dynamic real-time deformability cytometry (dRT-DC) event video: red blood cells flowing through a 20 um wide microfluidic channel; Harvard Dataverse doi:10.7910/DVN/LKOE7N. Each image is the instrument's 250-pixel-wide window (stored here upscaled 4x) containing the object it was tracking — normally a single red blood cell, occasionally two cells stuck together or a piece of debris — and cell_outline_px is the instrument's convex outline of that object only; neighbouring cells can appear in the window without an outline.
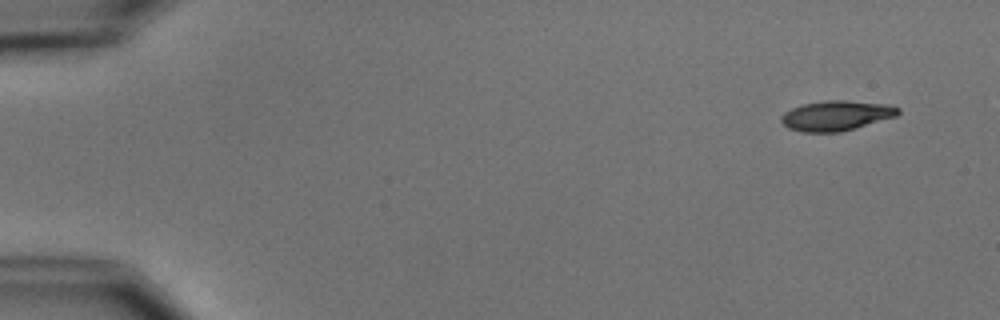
{"species": "common noctule bat (a hibernating species)", "species_latin": "Nyctalus noctula", "temperature_condition": "cold", "stored_images_in_passage": 4, "camera_frame_rate_fps": 3000, "um_per_image_px": 0.085, "animal": {"sex": "male", "body_mass_g": 15.6}, "frame": {"image": 1, "passage_image": 1, "time_ms": 0.0, "image_size_px": [1000, 320], "cell_outline_px": [[900, 112], [896, 116], [840, 132], [804, 132], [788, 128], [780, 120], [780, 116], [784, 112], [792, 108], [804, 104], [824, 100], [844, 100], [884, 104], [900, 108]], "centroid_in_image_um": [71.05, 9.82], "position_along_channel_um": 14.0, "area_um2": 20.23}}